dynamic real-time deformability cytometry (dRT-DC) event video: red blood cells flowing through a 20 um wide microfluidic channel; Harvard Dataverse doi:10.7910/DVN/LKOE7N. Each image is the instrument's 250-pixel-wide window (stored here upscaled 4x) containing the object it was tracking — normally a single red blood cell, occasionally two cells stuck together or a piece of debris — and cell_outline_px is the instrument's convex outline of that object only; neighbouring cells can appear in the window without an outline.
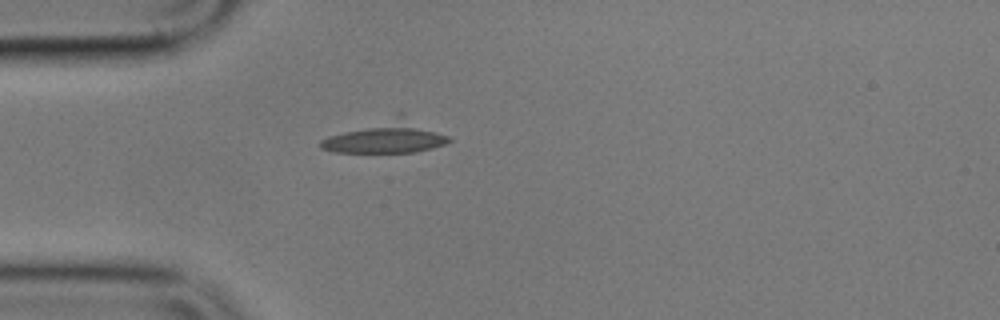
{"species": "common noctule bat (a hibernating species)", "species_latin": "Nyctalus noctula", "temperature_condition": "cold", "stored_images_in_passage": 1, "camera_frame_rate_fps": 3000, "um_per_image_px": 0.085, "animal": {"sex": "male", "body_mass_g": 17.9}, "frame": {"image": 1, "passage_image": 1, "time_ms": 0.0, "image_size_px": [1000, 320], "cell_outline_px": [[452, 140], [444, 144], [432, 148], [416, 152], [332, 152], [320, 148], [320, 140], [328, 136], [396, 112], [404, 112], [448, 136]], "centroid_in_image_um": [32.85, 11.59], "position_along_channel_um": 52.2, "area_um2": 24.68}}